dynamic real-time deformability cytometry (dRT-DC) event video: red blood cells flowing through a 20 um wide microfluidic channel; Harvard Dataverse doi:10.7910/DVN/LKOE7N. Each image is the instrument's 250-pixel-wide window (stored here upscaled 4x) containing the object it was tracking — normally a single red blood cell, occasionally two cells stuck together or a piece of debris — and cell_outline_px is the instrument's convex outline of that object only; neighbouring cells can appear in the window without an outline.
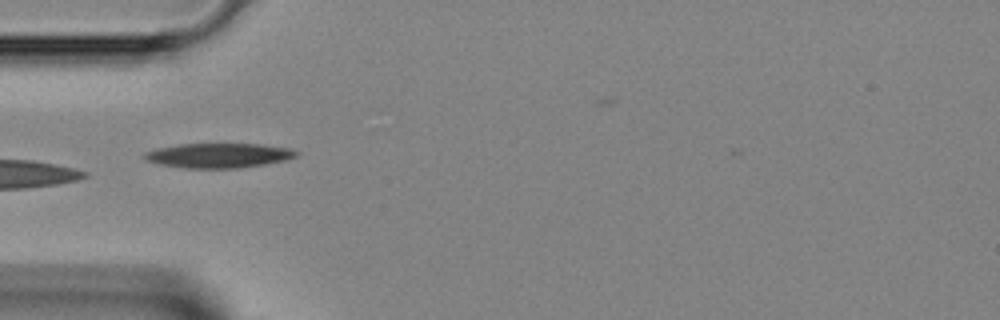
{"species": "Egyptian fruit bat (a non-hibernating species)", "species_latin": "Rousettus aegyptiacus", "temperature_condition": "room temperature", "stored_images_in_passage": 31, "camera_frame_rate_fps": 3000, "um_per_image_px": 0.085, "animal": {"sex": "female"}, "frame": {"image": 1, "passage_image": 1, "time_ms": 0.0, "image_size_px": [1000, 320], "cell_outline_px": [[300, 152], [296, 156], [284, 160], [264, 164], [240, 168], [184, 168], [160, 164], [144, 160], [144, 152], [156, 148], [180, 144], [260, 144], [292, 148]], "centroid_in_image_um": [18.58, 13.21], "position_along_channel_um": 66.4, "area_um2": 21.85}}
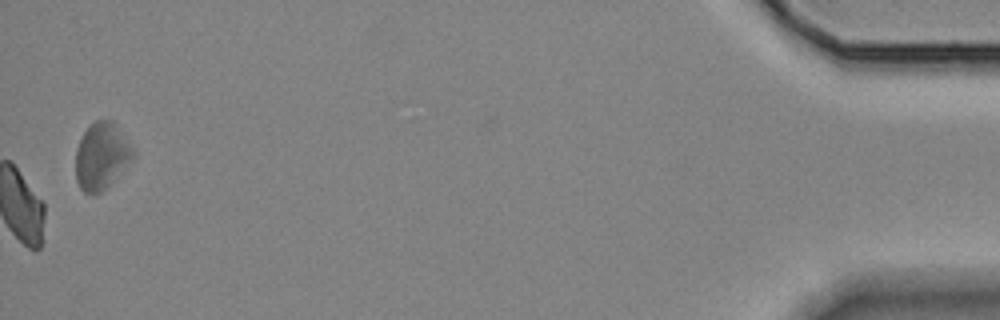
{"frame": {"image": 2, "passage_image": 31, "time_ms": 10.0, "image_size_px": [1000, 320], "cell_outline_px": [[136, 156], [100, 192], [92, 196], [84, 192], [80, 188], [76, 180], [76, 148], [84, 132], [96, 120], [112, 120], [116, 124], [136, 148]], "centroid_in_image_um": [8.66, 13.25], "position_along_channel_um": 426.5, "area_um2": 22.43}}